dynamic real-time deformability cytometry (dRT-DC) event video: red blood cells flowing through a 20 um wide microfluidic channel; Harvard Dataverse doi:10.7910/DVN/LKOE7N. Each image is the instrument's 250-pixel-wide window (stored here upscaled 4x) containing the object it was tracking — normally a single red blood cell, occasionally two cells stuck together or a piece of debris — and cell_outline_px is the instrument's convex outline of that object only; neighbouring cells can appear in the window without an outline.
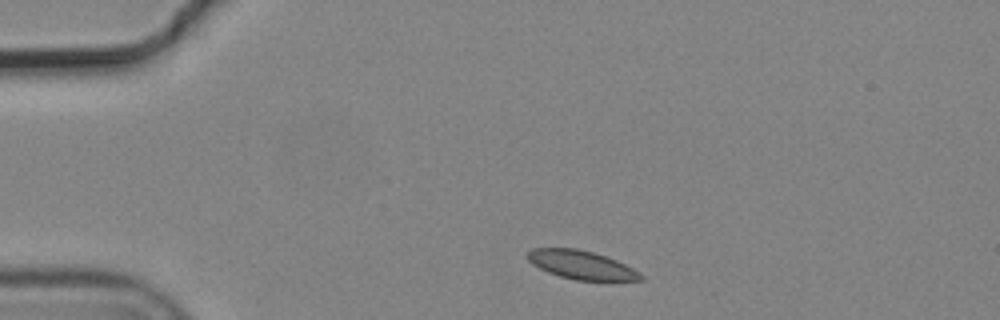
{"species": "common noctule bat (a hibernating species)", "species_latin": "Nyctalus noctula", "temperature_condition": "cold", "stored_images_in_passage": 3, "camera_frame_rate_fps": 3000, "um_per_image_px": 0.085, "animal": {"sex": "male", "body_mass_g": 19.2, "forearm_length_mm": 51.8}, "frame": {"image": 1, "passage_image": 1, "time_ms": 0.0, "image_size_px": [1000, 320], "cell_outline_px": [[644, 280], [576, 280], [560, 276], [548, 272], [532, 264], [528, 260], [528, 252], [532, 248], [576, 248], [592, 252], [616, 260], [640, 272], [644, 276]], "centroid_in_image_um": [49.42, 22.51], "position_along_channel_um": 35.6, "area_um2": 18.61}}
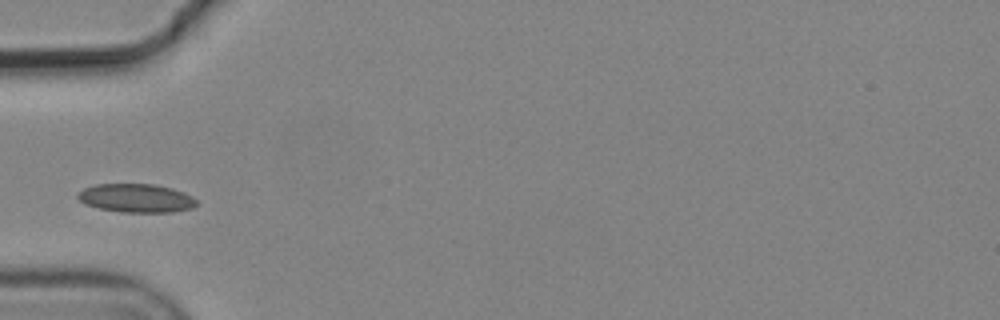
{"frame": {"image": 2, "passage_image": 3, "time_ms": 0.667, "image_size_px": [1000, 320], "cell_outline_px": [[196, 204], [192, 208], [172, 212], [120, 212], [100, 208], [84, 204], [76, 196], [76, 192], [92, 184], [156, 184], [172, 188], [184, 192], [192, 196], [196, 200]], "centroid_in_image_um": [11.55, 16.83], "position_along_channel_um": 73.5, "area_um2": 19.94}}